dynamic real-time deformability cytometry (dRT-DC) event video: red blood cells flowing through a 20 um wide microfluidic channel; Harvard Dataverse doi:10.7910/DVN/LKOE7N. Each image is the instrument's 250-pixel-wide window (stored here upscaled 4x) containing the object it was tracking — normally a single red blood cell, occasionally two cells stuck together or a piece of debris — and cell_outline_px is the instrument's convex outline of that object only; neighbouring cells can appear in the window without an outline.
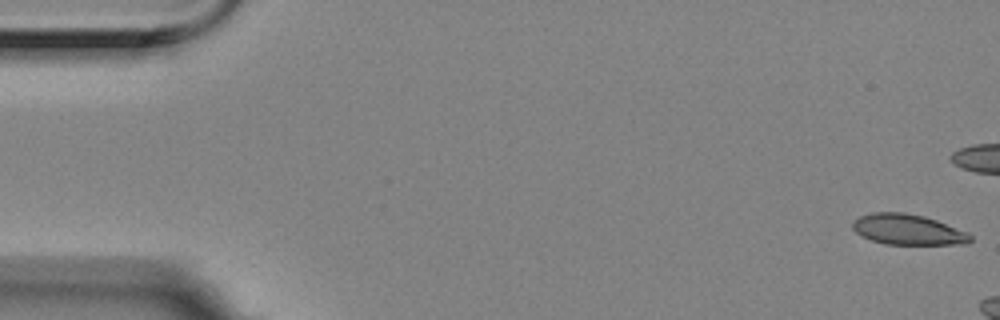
{"species": "Egyptian fruit bat (a non-hibernating species)", "species_latin": "Rousettus aegyptiacus", "temperature_condition": "room temperature", "stored_images_in_passage": 5, "camera_frame_rate_fps": 3000, "um_per_image_px": 0.085, "animal": {"sex": "female"}, "frame": {"image": 1, "passage_image": 1, "time_ms": 0.0, "image_size_px": [1000, 320], "cell_outline_px": [[972, 240], [968, 244], [884, 244], [860, 236], [852, 228], [852, 220], [860, 216], [872, 212], [904, 212], [924, 216], [936, 220], [968, 232], [972, 236]], "centroid_in_image_um": [77.15, 19.51], "position_along_channel_um": 7.8, "area_um2": 21.1}}